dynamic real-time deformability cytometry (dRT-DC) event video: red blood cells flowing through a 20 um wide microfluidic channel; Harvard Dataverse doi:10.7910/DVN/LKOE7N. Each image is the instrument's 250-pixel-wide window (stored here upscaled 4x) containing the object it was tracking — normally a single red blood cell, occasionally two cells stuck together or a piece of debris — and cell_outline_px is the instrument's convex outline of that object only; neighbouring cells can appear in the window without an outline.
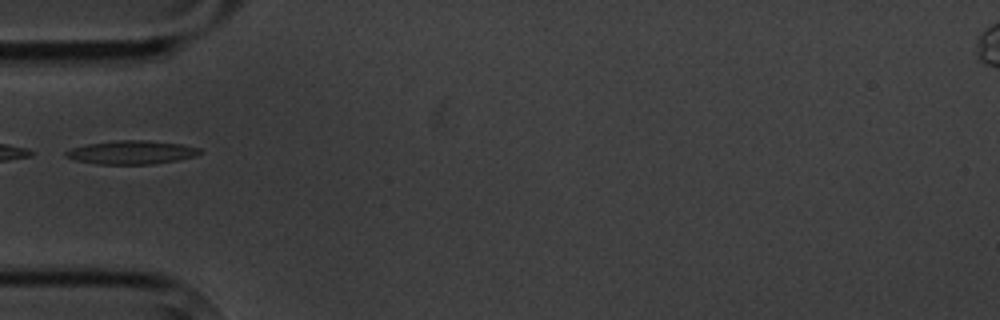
{"species": "common noctule bat (a hibernating species)", "species_latin": "Nyctalus noctula", "temperature_condition": "cold", "stored_images_in_passage": 6, "camera_frame_rate_fps": 3000, "um_per_image_px": 0.085, "animal": {"sex": "male", "body_mass_g": 20.1, "forearm_length_mm": 53.5}, "frame": {"image": 1, "passage_image": 6, "time_ms": 5.667, "image_size_px": [1000, 320], "cell_outline_px": [[200, 152], [196, 156], [176, 160], [152, 164], [96, 164], [76, 160], [64, 156], [64, 152], [72, 148], [84, 144], [116, 140], [148, 140], [180, 144], [200, 148]], "centroid_in_image_um": [11.14, 12.94], "position_along_channel_um": 73.9, "area_um2": 18.38}}